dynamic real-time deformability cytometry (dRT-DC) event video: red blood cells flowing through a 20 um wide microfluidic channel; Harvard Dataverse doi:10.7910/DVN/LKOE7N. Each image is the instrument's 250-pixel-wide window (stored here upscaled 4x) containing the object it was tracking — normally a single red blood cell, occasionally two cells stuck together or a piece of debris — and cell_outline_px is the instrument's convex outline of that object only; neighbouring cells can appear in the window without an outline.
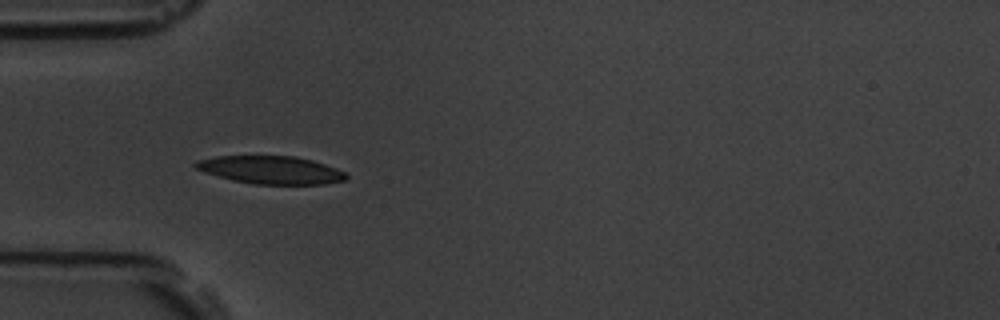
{"species": "common noctule bat (a hibernating species)", "species_latin": "Nyctalus noctula", "temperature_condition": "room temperature", "stored_images_in_passage": 3, "camera_frame_rate_fps": 3000, "um_per_image_px": 0.085, "animal": {"sex": "male", "body_mass_g": 19.5, "forearm_length_mm": 54.6}, "frame": {"image": 1, "passage_image": 2, "time_ms": 1.333, "image_size_px": [1000, 320], "cell_outline_px": [[348, 176], [344, 180], [324, 184], [252, 184], [232, 180], [204, 172], [196, 168], [192, 164], [196, 160], [216, 156], [296, 156], [312, 160], [336, 168], [344, 172]], "centroid_in_image_um": [22.99, 14.44], "position_along_channel_um": 62.0, "area_um2": 24.45}}
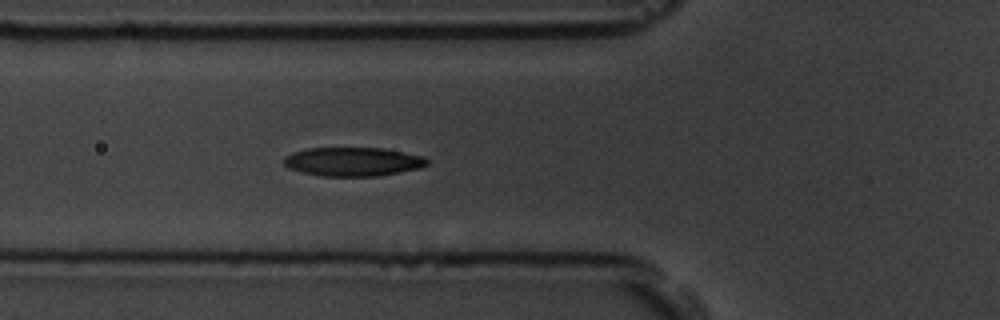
{"frame": {"image": 2, "passage_image": 3, "time_ms": 2.333, "image_size_px": [1000, 320], "cell_outline_px": [[428, 164], [420, 168], [380, 176], [320, 176], [288, 168], [284, 164], [284, 156], [292, 152], [308, 148], [384, 148], [424, 156], [428, 160]], "centroid_in_image_um": [30.01, 13.74], "position_along_channel_um": 95.8, "area_um2": 24.16}}